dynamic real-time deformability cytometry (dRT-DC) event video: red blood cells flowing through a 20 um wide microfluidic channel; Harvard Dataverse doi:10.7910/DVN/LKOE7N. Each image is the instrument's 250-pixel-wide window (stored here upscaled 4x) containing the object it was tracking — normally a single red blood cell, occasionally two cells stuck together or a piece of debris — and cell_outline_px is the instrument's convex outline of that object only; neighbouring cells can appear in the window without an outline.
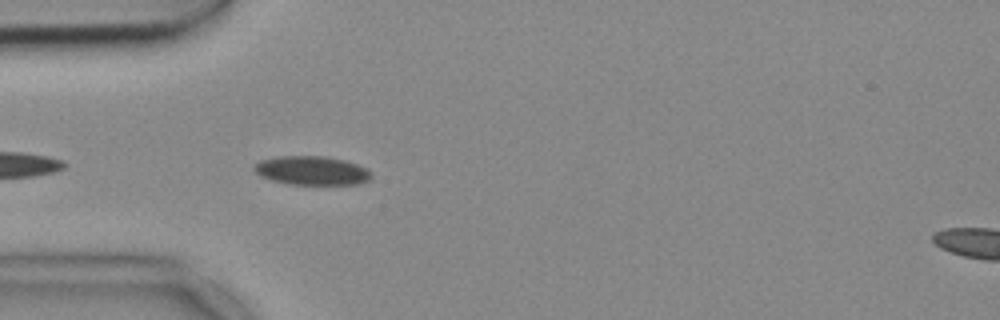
{"species": "common noctule bat (a hibernating species)", "species_latin": "Nyctalus noctula", "temperature_condition": "cold", "stored_images_in_passage": 17, "camera_frame_rate_fps": 3000, "um_per_image_px": 0.085, "animal": {"sex": "female", "body_mass_g": 18.4}, "frame": {"image": 1, "passage_image": 3, "time_ms": 0.667, "image_size_px": [1000, 320], "cell_outline_px": [[372, 176], [368, 180], [356, 184], [292, 184], [272, 180], [260, 176], [252, 168], [260, 160], [280, 156], [324, 156], [344, 160], [356, 164], [364, 168]], "centroid_in_image_um": [26.46, 14.49], "position_along_channel_um": 58.5, "area_um2": 19.36}}
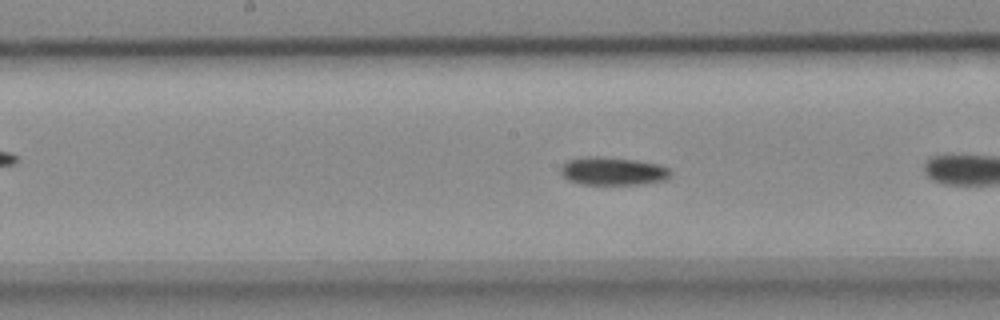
{"frame": {"image": 2, "passage_image": 12, "time_ms": 3.667, "image_size_px": [1000, 320], "cell_outline_px": [[672, 176], [664, 180], [640, 184], [580, 184], [568, 180], [560, 172], [560, 168], [568, 160], [588, 156], [600, 156], [636, 160], [660, 164], [668, 168], [672, 172]], "centroid_in_image_um": [52.11, 14.54], "position_along_channel_um": 196.1, "area_um2": 18.03}}